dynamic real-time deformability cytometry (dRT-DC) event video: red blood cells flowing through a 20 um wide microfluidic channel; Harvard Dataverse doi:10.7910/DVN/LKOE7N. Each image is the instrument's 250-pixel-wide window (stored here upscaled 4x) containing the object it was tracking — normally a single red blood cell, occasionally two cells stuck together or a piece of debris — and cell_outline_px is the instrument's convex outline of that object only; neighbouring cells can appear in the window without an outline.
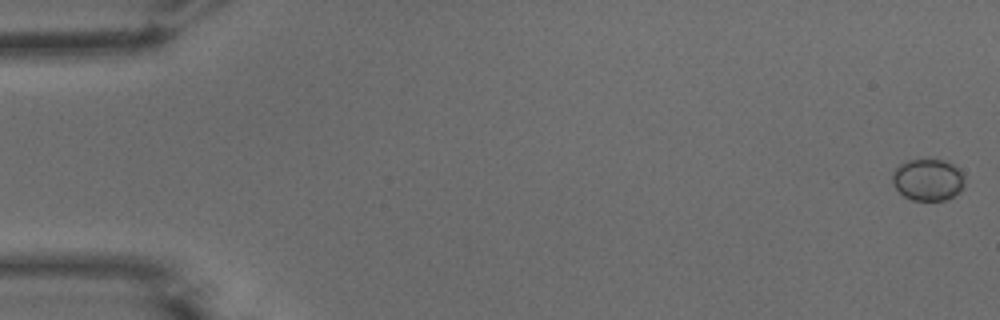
{"species": "common noctule bat (a hibernating species)", "species_latin": "Nyctalus noctula", "temperature_condition": "warm", "stored_images_in_passage": 53, "camera_frame_rate_fps": 3000, "um_per_image_px": 0.085, "animal": {"sex": "male", "body_mass_g": 15.6}, "frame": {"image": 1, "passage_image": 1, "time_ms": 0.0, "image_size_px": [1000, 320], "cell_outline_px": [[964, 184], [952, 196], [944, 200], [912, 200], [904, 196], [892, 184], [892, 172], [900, 164], [908, 160], [944, 160], [960, 168], [964, 172]], "centroid_in_image_um": [78.86, 15.26], "position_along_channel_um": 6.1, "area_um2": 17.51}}
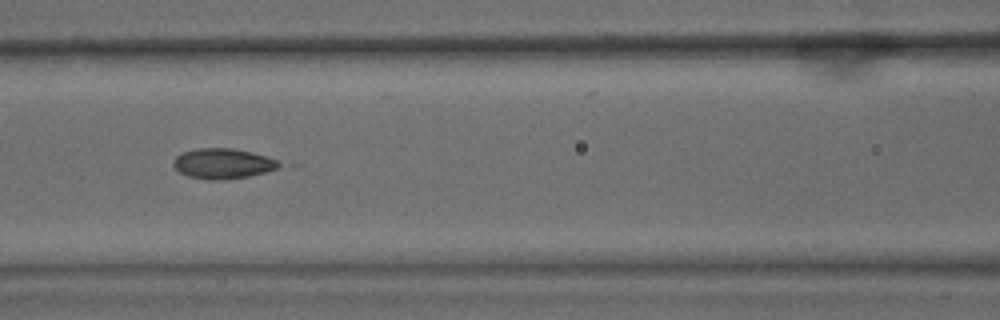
{"frame": {"image": 2, "passage_image": 24, "time_ms": 7.667, "image_size_px": [1000, 320], "cell_outline_px": [[284, 164], [276, 168], [264, 172], [248, 176], [216, 180], [208, 180], [188, 176], [180, 172], [172, 164], [172, 160], [176, 156], [184, 152], [196, 148], [232, 148], [252, 152], [276, 160]], "centroid_in_image_um": [18.91, 13.89], "position_along_channel_um": 147.7, "area_um2": 18.44}}
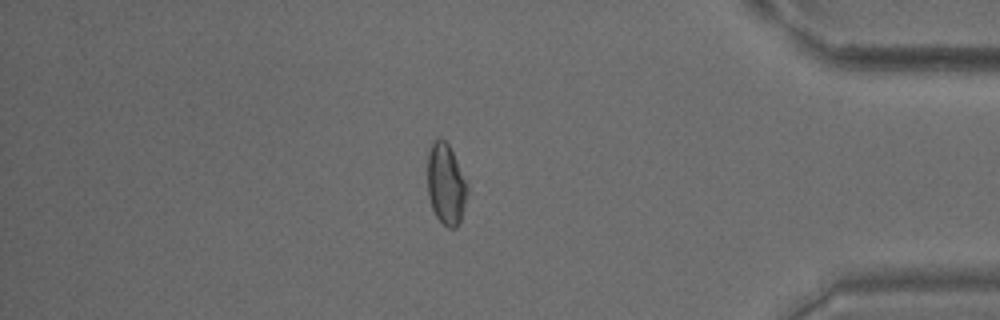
{"frame": {"image": 3, "passage_image": 46, "time_ms": 15.0, "image_size_px": [1000, 320], "cell_outline_px": [[468, 192], [460, 220], [456, 228], [448, 228], [436, 216], [432, 208], [428, 196], [428, 152], [432, 140], [440, 136], [448, 144], [452, 152], [468, 188]], "centroid_in_image_um": [37.88, 15.64], "position_along_channel_um": 397.3, "area_um2": 18.55}, "authors_computed_cell_mechanics": {"area_um2": 18.0336, "velocity_mm_per_s": 3.8318, "shape_relaxation_time_tau1_ms": 5.9401, "shape_relaxation_time_tau2_ms": 1.3201, "deformation_change_tau1": 0.1653, "deformation_change_tau2": 0.0562}}